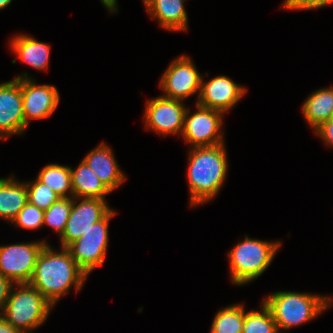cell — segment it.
I'll use <instances>...</instances> for the list:
<instances>
[{
	"mask_svg": "<svg viewBox=\"0 0 333 333\" xmlns=\"http://www.w3.org/2000/svg\"><path fill=\"white\" fill-rule=\"evenodd\" d=\"M60 252L46 244L39 254L29 284L36 288L53 306L75 287L78 292L88 275L77 265L67 248Z\"/></svg>",
	"mask_w": 333,
	"mask_h": 333,
	"instance_id": "cell-1",
	"label": "cell"
},
{
	"mask_svg": "<svg viewBox=\"0 0 333 333\" xmlns=\"http://www.w3.org/2000/svg\"><path fill=\"white\" fill-rule=\"evenodd\" d=\"M188 184L190 206L204 204L219 193L228 171L225 143L189 150Z\"/></svg>",
	"mask_w": 333,
	"mask_h": 333,
	"instance_id": "cell-2",
	"label": "cell"
},
{
	"mask_svg": "<svg viewBox=\"0 0 333 333\" xmlns=\"http://www.w3.org/2000/svg\"><path fill=\"white\" fill-rule=\"evenodd\" d=\"M280 330H287L313 320L333 302L330 296L293 291H278L263 299Z\"/></svg>",
	"mask_w": 333,
	"mask_h": 333,
	"instance_id": "cell-3",
	"label": "cell"
},
{
	"mask_svg": "<svg viewBox=\"0 0 333 333\" xmlns=\"http://www.w3.org/2000/svg\"><path fill=\"white\" fill-rule=\"evenodd\" d=\"M228 253L232 283L242 286L259 278L270 266L282 242L251 239L245 235Z\"/></svg>",
	"mask_w": 333,
	"mask_h": 333,
	"instance_id": "cell-4",
	"label": "cell"
},
{
	"mask_svg": "<svg viewBox=\"0 0 333 333\" xmlns=\"http://www.w3.org/2000/svg\"><path fill=\"white\" fill-rule=\"evenodd\" d=\"M51 307L53 305L30 284H14L1 315L20 333H27L45 322Z\"/></svg>",
	"mask_w": 333,
	"mask_h": 333,
	"instance_id": "cell-5",
	"label": "cell"
},
{
	"mask_svg": "<svg viewBox=\"0 0 333 333\" xmlns=\"http://www.w3.org/2000/svg\"><path fill=\"white\" fill-rule=\"evenodd\" d=\"M116 215L111 209L100 221L94 223L67 249L77 265L89 276L98 266L104 264L108 246L109 220Z\"/></svg>",
	"mask_w": 333,
	"mask_h": 333,
	"instance_id": "cell-6",
	"label": "cell"
},
{
	"mask_svg": "<svg viewBox=\"0 0 333 333\" xmlns=\"http://www.w3.org/2000/svg\"><path fill=\"white\" fill-rule=\"evenodd\" d=\"M196 112L189 114L187 108L184 115V124L181 136L194 147L220 145L224 143L223 115L224 113L196 103Z\"/></svg>",
	"mask_w": 333,
	"mask_h": 333,
	"instance_id": "cell-7",
	"label": "cell"
},
{
	"mask_svg": "<svg viewBox=\"0 0 333 333\" xmlns=\"http://www.w3.org/2000/svg\"><path fill=\"white\" fill-rule=\"evenodd\" d=\"M45 240L0 246V274L13 284H29Z\"/></svg>",
	"mask_w": 333,
	"mask_h": 333,
	"instance_id": "cell-8",
	"label": "cell"
},
{
	"mask_svg": "<svg viewBox=\"0 0 333 333\" xmlns=\"http://www.w3.org/2000/svg\"><path fill=\"white\" fill-rule=\"evenodd\" d=\"M202 75L189 56L174 59L160 79L164 97L184 101L194 93L200 94Z\"/></svg>",
	"mask_w": 333,
	"mask_h": 333,
	"instance_id": "cell-9",
	"label": "cell"
},
{
	"mask_svg": "<svg viewBox=\"0 0 333 333\" xmlns=\"http://www.w3.org/2000/svg\"><path fill=\"white\" fill-rule=\"evenodd\" d=\"M15 79H21L25 129L30 120L45 119L54 113L60 101L59 92L54 85H38L27 73L18 75Z\"/></svg>",
	"mask_w": 333,
	"mask_h": 333,
	"instance_id": "cell-10",
	"label": "cell"
},
{
	"mask_svg": "<svg viewBox=\"0 0 333 333\" xmlns=\"http://www.w3.org/2000/svg\"><path fill=\"white\" fill-rule=\"evenodd\" d=\"M81 199V202L77 203L80 201L79 198L72 197V209L65 230L60 237V247L62 248H67L111 210L106 203V199Z\"/></svg>",
	"mask_w": 333,
	"mask_h": 333,
	"instance_id": "cell-11",
	"label": "cell"
},
{
	"mask_svg": "<svg viewBox=\"0 0 333 333\" xmlns=\"http://www.w3.org/2000/svg\"><path fill=\"white\" fill-rule=\"evenodd\" d=\"M183 103L162 95L147 101L145 129H152L160 135L181 134L187 109Z\"/></svg>",
	"mask_w": 333,
	"mask_h": 333,
	"instance_id": "cell-12",
	"label": "cell"
},
{
	"mask_svg": "<svg viewBox=\"0 0 333 333\" xmlns=\"http://www.w3.org/2000/svg\"><path fill=\"white\" fill-rule=\"evenodd\" d=\"M25 131L21 79L0 84V139Z\"/></svg>",
	"mask_w": 333,
	"mask_h": 333,
	"instance_id": "cell-13",
	"label": "cell"
},
{
	"mask_svg": "<svg viewBox=\"0 0 333 333\" xmlns=\"http://www.w3.org/2000/svg\"><path fill=\"white\" fill-rule=\"evenodd\" d=\"M201 80V89L197 104L216 109L224 114L231 110L247 92L243 86L236 84L227 76H217L209 81Z\"/></svg>",
	"mask_w": 333,
	"mask_h": 333,
	"instance_id": "cell-14",
	"label": "cell"
},
{
	"mask_svg": "<svg viewBox=\"0 0 333 333\" xmlns=\"http://www.w3.org/2000/svg\"><path fill=\"white\" fill-rule=\"evenodd\" d=\"M83 160L110 192H113L126 180L125 174L115 160L112 149L103 142L90 151Z\"/></svg>",
	"mask_w": 333,
	"mask_h": 333,
	"instance_id": "cell-15",
	"label": "cell"
},
{
	"mask_svg": "<svg viewBox=\"0 0 333 333\" xmlns=\"http://www.w3.org/2000/svg\"><path fill=\"white\" fill-rule=\"evenodd\" d=\"M184 1L146 0L144 5L152 19H157L162 28L173 32L186 31L188 18Z\"/></svg>",
	"mask_w": 333,
	"mask_h": 333,
	"instance_id": "cell-16",
	"label": "cell"
},
{
	"mask_svg": "<svg viewBox=\"0 0 333 333\" xmlns=\"http://www.w3.org/2000/svg\"><path fill=\"white\" fill-rule=\"evenodd\" d=\"M12 51L22 62L36 70L48 69L50 45L39 42L32 36L18 34L10 40Z\"/></svg>",
	"mask_w": 333,
	"mask_h": 333,
	"instance_id": "cell-17",
	"label": "cell"
},
{
	"mask_svg": "<svg viewBox=\"0 0 333 333\" xmlns=\"http://www.w3.org/2000/svg\"><path fill=\"white\" fill-rule=\"evenodd\" d=\"M12 176L0 178V217L8 222H12L28 202L26 182Z\"/></svg>",
	"mask_w": 333,
	"mask_h": 333,
	"instance_id": "cell-18",
	"label": "cell"
},
{
	"mask_svg": "<svg viewBox=\"0 0 333 333\" xmlns=\"http://www.w3.org/2000/svg\"><path fill=\"white\" fill-rule=\"evenodd\" d=\"M70 171L73 197L106 199L111 193L84 160L75 170L70 167Z\"/></svg>",
	"mask_w": 333,
	"mask_h": 333,
	"instance_id": "cell-19",
	"label": "cell"
},
{
	"mask_svg": "<svg viewBox=\"0 0 333 333\" xmlns=\"http://www.w3.org/2000/svg\"><path fill=\"white\" fill-rule=\"evenodd\" d=\"M301 110L306 122L314 130L327 122L333 114V87L313 92L306 98Z\"/></svg>",
	"mask_w": 333,
	"mask_h": 333,
	"instance_id": "cell-20",
	"label": "cell"
},
{
	"mask_svg": "<svg viewBox=\"0 0 333 333\" xmlns=\"http://www.w3.org/2000/svg\"><path fill=\"white\" fill-rule=\"evenodd\" d=\"M36 178L61 198L73 197L71 171L68 165L48 164L42 168Z\"/></svg>",
	"mask_w": 333,
	"mask_h": 333,
	"instance_id": "cell-21",
	"label": "cell"
},
{
	"mask_svg": "<svg viewBox=\"0 0 333 333\" xmlns=\"http://www.w3.org/2000/svg\"><path fill=\"white\" fill-rule=\"evenodd\" d=\"M245 313L241 304L220 309L212 321L210 333H242Z\"/></svg>",
	"mask_w": 333,
	"mask_h": 333,
	"instance_id": "cell-22",
	"label": "cell"
},
{
	"mask_svg": "<svg viewBox=\"0 0 333 333\" xmlns=\"http://www.w3.org/2000/svg\"><path fill=\"white\" fill-rule=\"evenodd\" d=\"M242 333H279L270 309L262 301L260 311L245 313Z\"/></svg>",
	"mask_w": 333,
	"mask_h": 333,
	"instance_id": "cell-23",
	"label": "cell"
},
{
	"mask_svg": "<svg viewBox=\"0 0 333 333\" xmlns=\"http://www.w3.org/2000/svg\"><path fill=\"white\" fill-rule=\"evenodd\" d=\"M72 209V197L60 198L47 210H44L43 225L49 226L62 236Z\"/></svg>",
	"mask_w": 333,
	"mask_h": 333,
	"instance_id": "cell-24",
	"label": "cell"
},
{
	"mask_svg": "<svg viewBox=\"0 0 333 333\" xmlns=\"http://www.w3.org/2000/svg\"><path fill=\"white\" fill-rule=\"evenodd\" d=\"M28 202L39 209L47 210L53 203L61 197L47 185H44L37 178L32 182H27Z\"/></svg>",
	"mask_w": 333,
	"mask_h": 333,
	"instance_id": "cell-25",
	"label": "cell"
},
{
	"mask_svg": "<svg viewBox=\"0 0 333 333\" xmlns=\"http://www.w3.org/2000/svg\"><path fill=\"white\" fill-rule=\"evenodd\" d=\"M44 210L27 202L12 221L18 227L36 230L43 227Z\"/></svg>",
	"mask_w": 333,
	"mask_h": 333,
	"instance_id": "cell-26",
	"label": "cell"
},
{
	"mask_svg": "<svg viewBox=\"0 0 333 333\" xmlns=\"http://www.w3.org/2000/svg\"><path fill=\"white\" fill-rule=\"evenodd\" d=\"M325 0H285L282 8L287 10H313L324 7Z\"/></svg>",
	"mask_w": 333,
	"mask_h": 333,
	"instance_id": "cell-27",
	"label": "cell"
},
{
	"mask_svg": "<svg viewBox=\"0 0 333 333\" xmlns=\"http://www.w3.org/2000/svg\"><path fill=\"white\" fill-rule=\"evenodd\" d=\"M314 132L321 137L326 146H333V114L327 122L321 124Z\"/></svg>",
	"mask_w": 333,
	"mask_h": 333,
	"instance_id": "cell-28",
	"label": "cell"
},
{
	"mask_svg": "<svg viewBox=\"0 0 333 333\" xmlns=\"http://www.w3.org/2000/svg\"><path fill=\"white\" fill-rule=\"evenodd\" d=\"M14 284L0 274V315L2 314L6 301L9 298L10 290Z\"/></svg>",
	"mask_w": 333,
	"mask_h": 333,
	"instance_id": "cell-29",
	"label": "cell"
},
{
	"mask_svg": "<svg viewBox=\"0 0 333 333\" xmlns=\"http://www.w3.org/2000/svg\"><path fill=\"white\" fill-rule=\"evenodd\" d=\"M0 333H20L0 315Z\"/></svg>",
	"mask_w": 333,
	"mask_h": 333,
	"instance_id": "cell-30",
	"label": "cell"
},
{
	"mask_svg": "<svg viewBox=\"0 0 333 333\" xmlns=\"http://www.w3.org/2000/svg\"><path fill=\"white\" fill-rule=\"evenodd\" d=\"M106 9H108L111 13H115L118 11L117 9V0H100Z\"/></svg>",
	"mask_w": 333,
	"mask_h": 333,
	"instance_id": "cell-31",
	"label": "cell"
},
{
	"mask_svg": "<svg viewBox=\"0 0 333 333\" xmlns=\"http://www.w3.org/2000/svg\"><path fill=\"white\" fill-rule=\"evenodd\" d=\"M11 2L12 0H0V10L6 8Z\"/></svg>",
	"mask_w": 333,
	"mask_h": 333,
	"instance_id": "cell-32",
	"label": "cell"
},
{
	"mask_svg": "<svg viewBox=\"0 0 333 333\" xmlns=\"http://www.w3.org/2000/svg\"><path fill=\"white\" fill-rule=\"evenodd\" d=\"M333 3V0H325L324 2V7L327 6V5H331Z\"/></svg>",
	"mask_w": 333,
	"mask_h": 333,
	"instance_id": "cell-33",
	"label": "cell"
}]
</instances>
